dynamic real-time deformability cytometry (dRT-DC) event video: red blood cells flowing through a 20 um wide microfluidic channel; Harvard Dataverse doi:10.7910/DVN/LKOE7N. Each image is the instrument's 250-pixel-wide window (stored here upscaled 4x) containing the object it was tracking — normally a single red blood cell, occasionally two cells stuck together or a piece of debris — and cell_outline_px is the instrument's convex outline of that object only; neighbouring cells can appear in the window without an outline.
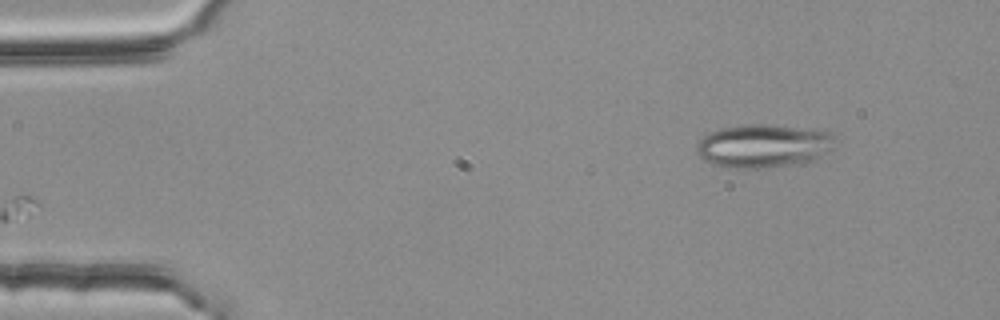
{"species": "common noctule bat (a hibernating species)", "species_latin": "Nyctalus noctula", "temperature_condition": "room temperature", "stored_images_in_passage": 41, "camera_frame_rate_fps": 3000, "um_per_image_px": 0.085, "animal": {"sex": "female", "body_mass_g": 25.1}, "frame": {"image": 1, "passage_image": 1, "time_ms": 0.0, "image_size_px": [1000, 320], "cell_outline_px": [[840, 148], [812, 160], [756, 168], [736, 168], [712, 164], [704, 160], [696, 152], [696, 144], [704, 136], [712, 132], [724, 128], [748, 124], [764, 124], [824, 128], [832, 132]], "centroid_in_image_um": [65.03, 12.36], "position_along_channel_um": 20.0, "area_um2": 35.43}}
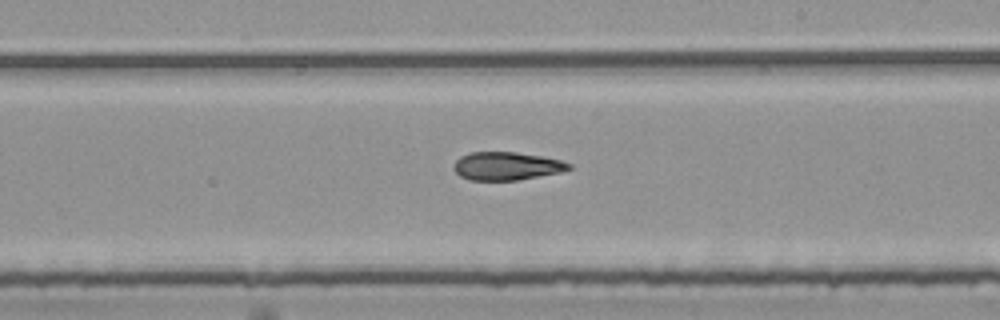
{"frame": {"image": 2, "passage_image": 26, "time_ms": 8.333, "image_size_px": [1000, 320], "cell_outline_px": [[572, 168], [560, 172], [516, 180], [468, 180], [460, 176], [452, 168], [456, 160], [460, 156], [468, 152], [516, 152], [540, 156], [560, 160], [572, 164]], "centroid_in_image_um": [43.02, 14.11], "position_along_channel_um": 246.0, "area_um2": 18.84}}
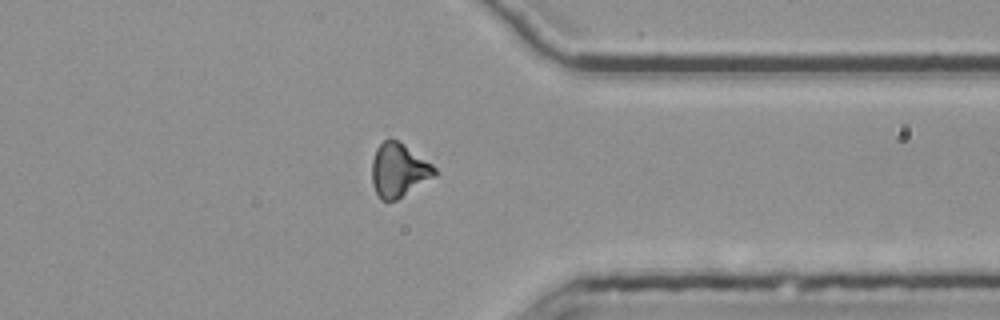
{"frame": {"image": 3, "passage_image": 37, "time_ms": 12.0, "image_size_px": [1000, 320], "cell_outline_px": [[440, 172], [396, 200], [380, 200], [372, 184], [372, 160], [376, 148], [388, 136], [396, 140], [432, 164]], "centroid_in_image_um": [33.86, 14.45], "position_along_channel_um": 377.5, "area_um2": 19.36}}